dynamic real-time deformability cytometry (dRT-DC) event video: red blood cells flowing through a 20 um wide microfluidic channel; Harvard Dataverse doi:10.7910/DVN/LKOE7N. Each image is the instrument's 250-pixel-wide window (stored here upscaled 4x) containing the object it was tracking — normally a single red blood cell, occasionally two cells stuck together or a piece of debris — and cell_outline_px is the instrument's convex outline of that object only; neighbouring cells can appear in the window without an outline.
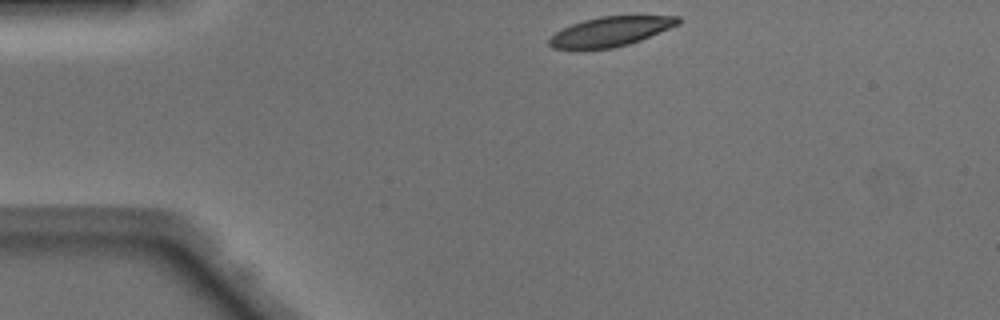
{"species": "Egyptian fruit bat (a non-hibernating species)", "species_latin": "Rousettus aegyptiacus", "temperature_condition": "warm", "stored_images_in_passage": 40, "camera_frame_rate_fps": 3000, "um_per_image_px": 0.085, "animal": {"sex": "male"}, "frame": {"image": 1, "passage_image": 1, "time_ms": 0.0, "image_size_px": [1000, 320], "cell_outline_px": [[680, 24], [640, 40], [628, 44], [612, 48], [552, 48], [548, 44], [548, 40], [556, 32], [572, 24], [584, 20], [600, 16], [680, 16]], "centroid_in_image_um": [51.92, 2.66], "position_along_channel_um": 33.1, "area_um2": 21.79}}
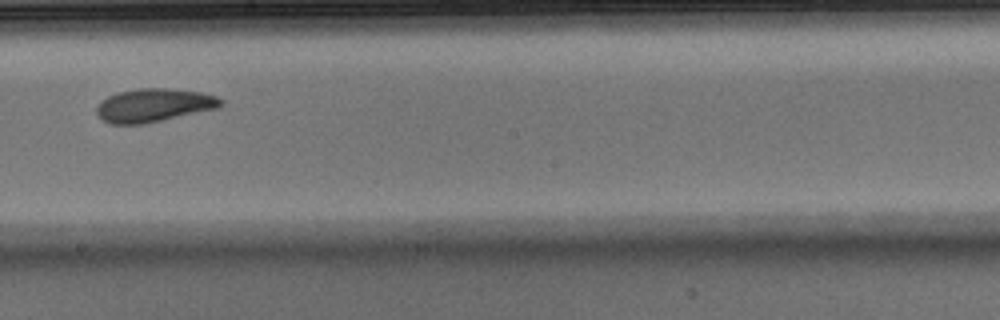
{"frame": {"image": 2, "passage_image": 19, "time_ms": 6.0, "image_size_px": [1000, 320], "cell_outline_px": [[224, 104], [220, 108], [144, 124], [112, 124], [104, 120], [96, 112], [96, 108], [100, 100], [108, 96], [120, 92], [140, 88], [168, 88], [200, 92], [216, 96], [224, 100]], "centroid_in_image_um": [13.12, 8.95], "position_along_channel_um": 235.1, "area_um2": 24.22}}
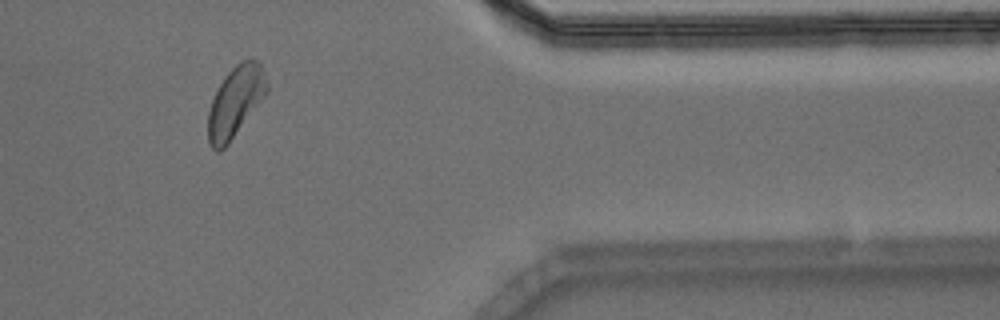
{"frame": {"image": 3, "passage_image": 32, "time_ms": 10.333, "image_size_px": [1000, 320], "cell_outline_px": [[268, 92], [228, 144], [220, 152], [216, 152], [212, 148], [208, 140], [208, 112], [212, 100], [220, 84], [228, 72], [240, 60], [260, 60], [268, 84]], "centroid_in_image_um": [20.02, 8.65], "position_along_channel_um": 391.4, "area_um2": 24.1}, "authors_computed_cell_mechanics": {"area_um2": 23.8714, "velocity_mm_per_s": 4.1134, "shape_relaxation_time_tau1_ms": 4.753, "shape_relaxation_time_tau2_ms": 5.2822, "deformation_change_tau1": 0.1387, "deformation_change_tau2": 0.1226}}